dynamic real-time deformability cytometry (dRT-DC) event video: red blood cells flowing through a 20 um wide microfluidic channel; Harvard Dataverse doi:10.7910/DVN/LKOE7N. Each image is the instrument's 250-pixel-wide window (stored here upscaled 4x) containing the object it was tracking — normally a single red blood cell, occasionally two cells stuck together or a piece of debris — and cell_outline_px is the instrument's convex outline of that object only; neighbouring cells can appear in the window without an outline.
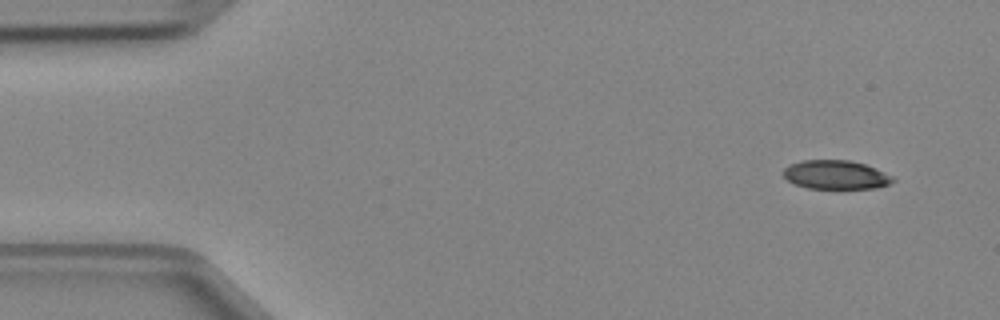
{"species": "Egyptian fruit bat (a non-hibernating species)", "species_latin": "Rousettus aegyptiacus", "temperature_condition": "cold", "stored_images_in_passage": 3, "camera_frame_rate_fps": 3000, "um_per_image_px": 0.085, "animal": {"sex": "female"}, "frame": {"image": 1, "passage_image": 1, "time_ms": 0.0, "image_size_px": [1000, 320], "cell_outline_px": [[896, 180], [888, 184], [876, 188], [808, 188], [796, 184], [788, 180], [780, 172], [784, 168], [792, 164], [804, 160], [848, 160], [864, 164], [876, 168], [892, 176]], "centroid_in_image_um": [71.04, 14.85], "position_along_channel_um": 14.0, "area_um2": 18.26}}
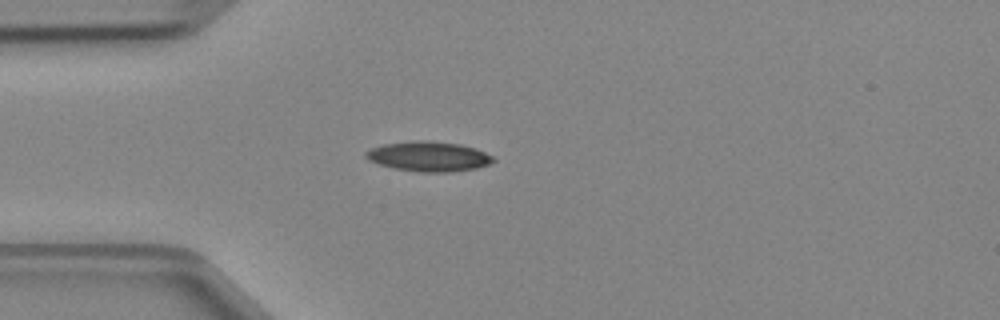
{"frame": {"image": 2, "passage_image": 3, "time_ms": 0.667, "image_size_px": [1000, 320], "cell_outline_px": [[496, 160], [488, 164], [476, 168], [448, 172], [424, 172], [396, 168], [380, 164], [368, 160], [364, 156], [364, 152], [372, 148], [384, 144], [412, 140], [432, 140], [460, 144], [476, 148], [492, 156]], "centroid_in_image_um": [36.43, 13.28], "position_along_channel_um": 48.6, "area_um2": 22.14}}